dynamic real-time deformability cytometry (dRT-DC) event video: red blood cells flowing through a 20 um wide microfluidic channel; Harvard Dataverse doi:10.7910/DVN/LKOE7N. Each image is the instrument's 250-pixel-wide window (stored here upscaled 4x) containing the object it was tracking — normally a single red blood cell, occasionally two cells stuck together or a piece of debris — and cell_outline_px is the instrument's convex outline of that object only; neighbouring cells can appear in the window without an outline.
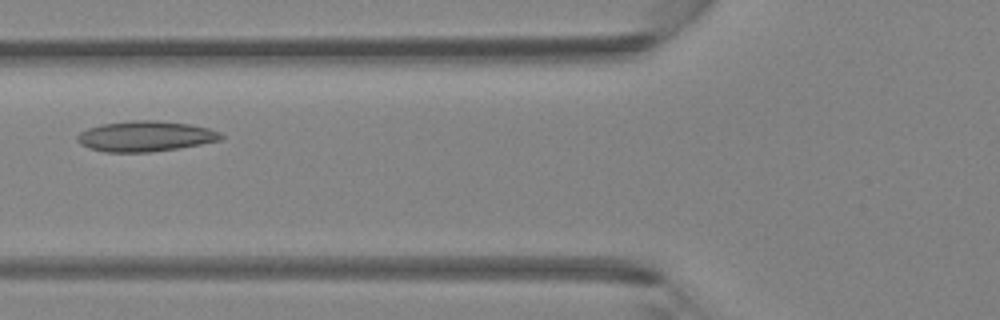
{"species": "Egyptian fruit bat (a non-hibernating species)", "species_latin": "Rousettus aegyptiacus", "temperature_condition": "room temperature", "stored_images_in_passage": 3, "camera_frame_rate_fps": 3000, "um_per_image_px": 0.085, "animal": {"sex": "female"}, "frame": {"image": 1, "passage_image": 3, "time_ms": 0.667, "image_size_px": [1000, 320], "cell_outline_px": [[224, 136], [220, 140], [180, 148], [152, 152], [104, 152], [88, 148], [80, 144], [76, 140], [76, 136], [80, 132], [88, 128], [100, 124], [132, 120], [156, 120], [188, 124], [208, 128], [220, 132]], "centroid_in_image_um": [12.32, 11.58], "position_along_channel_um": 113.5, "area_um2": 25.66}}